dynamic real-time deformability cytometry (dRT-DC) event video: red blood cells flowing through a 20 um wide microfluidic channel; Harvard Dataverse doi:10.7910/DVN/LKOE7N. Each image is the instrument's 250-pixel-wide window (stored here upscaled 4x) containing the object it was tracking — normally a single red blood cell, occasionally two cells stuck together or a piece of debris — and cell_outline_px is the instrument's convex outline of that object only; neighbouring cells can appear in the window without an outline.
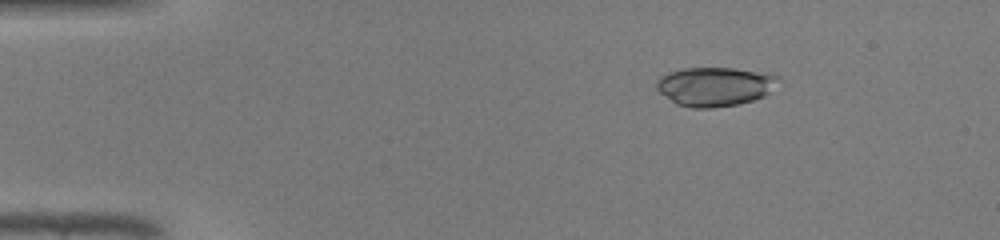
{"species": "common noctule bat (a hibernating species)", "species_latin": "Nyctalus noctula", "temperature_condition": "warm", "stored_images_in_passage": 46, "camera_frame_rate_fps": 3000, "um_per_image_px": 0.085, "animal": {"sex": "male", "body_mass_g": 19.0, "forearm_length_mm": 50.8}, "frame": {"image": 1, "passage_image": 7, "time_ms": 2.0, "image_size_px": [1000, 240], "cell_outline_px": [[780, 80], [764, 96], [740, 104], [712, 108], [692, 108], [676, 104], [660, 92], [656, 88], [656, 80], [660, 76], [668, 72], [684, 68], [732, 68], [768, 72], [780, 76]], "centroid_in_image_um": [60.77, 7.34], "position_along_channel_um": 24.2, "area_um2": 27.92}}
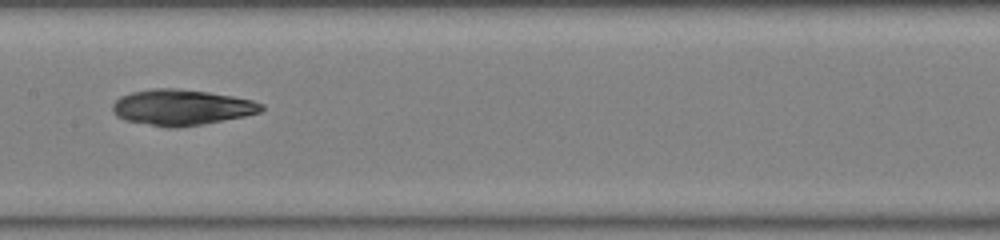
{"frame": {"image": 2, "passage_image": 24, "time_ms": 7.667, "image_size_px": [1000, 240], "cell_outline_px": [[264, 108], [260, 112], [244, 116], [200, 124], [176, 128], [168, 128], [124, 120], [116, 116], [112, 112], [112, 104], [120, 96], [132, 92], [156, 88], [176, 88], [208, 92], [232, 96], [252, 100], [264, 104]], "centroid_in_image_um": [15.4, 9.12], "position_along_channel_um": 192.0, "area_um2": 30.92}}
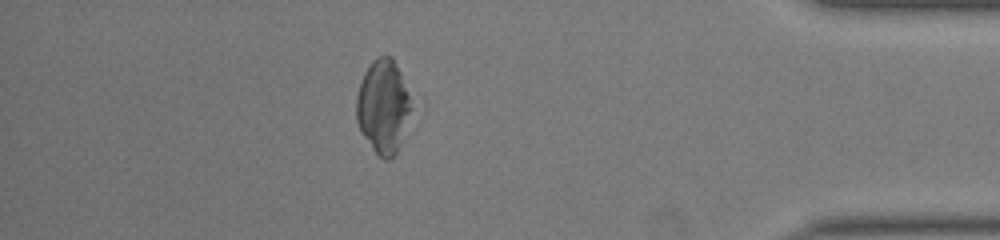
{"frame": {"image": 3, "passage_image": 41, "time_ms": 13.333, "image_size_px": [1000, 240], "cell_outline_px": [[412, 108], [400, 148], [388, 160], [384, 160], [376, 152], [360, 132], [356, 120], [356, 96], [364, 72], [372, 60], [376, 56], [392, 56], [400, 72]], "centroid_in_image_um": [32.55, 9.06], "position_along_channel_um": 402.6, "area_um2": 29.82}, "authors_computed_cell_mechanics": {"area_um2": 29.9693, "velocity_mm_per_s": 4.3736, "shape_relaxation_time_tau1_ms": 3.6573, "shape_relaxation_time_tau2_ms": 2.4343, "deformation_change_tau1": 0.1766, "deformation_change_tau2": 0.0702}}